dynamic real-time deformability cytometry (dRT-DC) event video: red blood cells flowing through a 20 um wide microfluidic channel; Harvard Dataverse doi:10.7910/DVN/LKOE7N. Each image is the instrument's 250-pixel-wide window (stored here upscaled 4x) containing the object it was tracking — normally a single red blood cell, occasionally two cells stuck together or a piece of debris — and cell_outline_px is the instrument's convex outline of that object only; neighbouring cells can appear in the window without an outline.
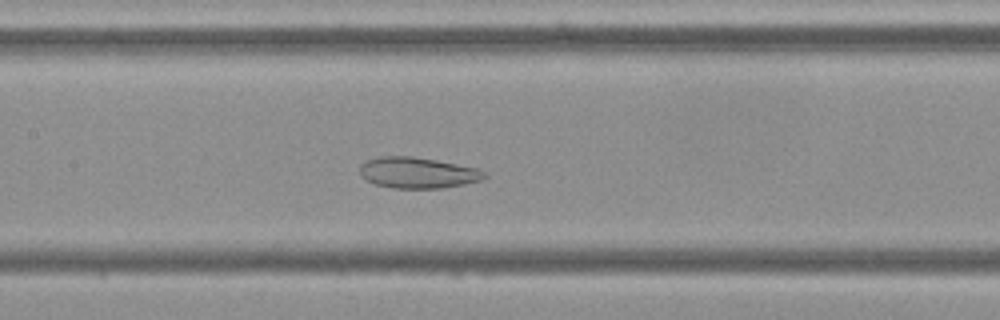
{"species": "Egyptian fruit bat (a non-hibernating species)", "species_latin": "Rousettus aegyptiacus", "temperature_condition": "cold", "stored_images_in_passage": 53, "camera_frame_rate_fps": 3000, "um_per_image_px": 0.085, "frame": {"image": 1, "passage_image": 24, "time_ms": 7.667, "image_size_px": [1000, 320], "cell_outline_px": [[488, 176], [480, 180], [464, 184], [440, 188], [392, 188], [376, 184], [360, 176], [360, 164], [364, 160], [380, 156], [412, 156], [436, 160], [480, 168]], "centroid_in_image_um": [35.49, 14.67], "position_along_channel_um": 171.9, "area_um2": 22.6}}
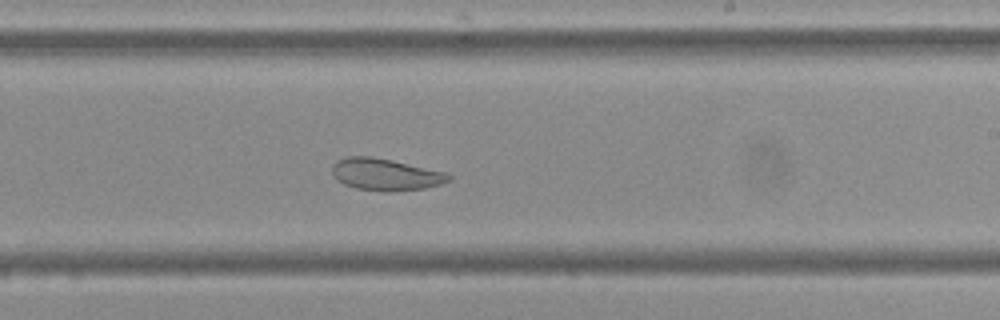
{"frame": {"image": 2, "passage_image": 31, "time_ms": 10.0, "image_size_px": [1000, 320], "cell_outline_px": [[452, 176], [448, 180], [440, 184], [424, 188], [356, 188], [344, 184], [336, 180], [332, 172], [332, 164], [336, 160], [348, 156], [372, 156], [392, 160], [448, 172]], "centroid_in_image_um": [32.73, 14.76], "position_along_channel_um": 256.3, "area_um2": 20.81}}
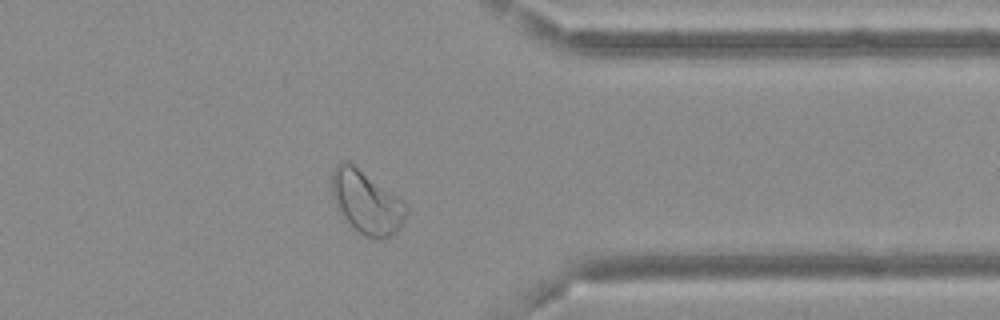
{"frame": {"image": 3, "passage_image": 42, "time_ms": 13.667, "image_size_px": [1000, 320], "cell_outline_px": [[408, 212], [400, 228], [396, 232], [384, 240], [380, 240], [364, 236], [348, 228], [332, 196], [332, 172], [336, 164], [344, 160], [348, 160], [404, 200], [408, 208]], "centroid_in_image_um": [31.16, 17.22], "position_along_channel_um": 380.2, "area_um2": 28.03}, "authors_computed_cell_mechanics": {"area_um2": 28.4376, "velocity_mm_per_s": 3.6249, "shape_relaxation_time_tau1_ms": null, "shape_relaxation_time_tau2_ms": 2.2091, "deformation_change_tau1": null, "deformation_change_tau2": 0.0883}}